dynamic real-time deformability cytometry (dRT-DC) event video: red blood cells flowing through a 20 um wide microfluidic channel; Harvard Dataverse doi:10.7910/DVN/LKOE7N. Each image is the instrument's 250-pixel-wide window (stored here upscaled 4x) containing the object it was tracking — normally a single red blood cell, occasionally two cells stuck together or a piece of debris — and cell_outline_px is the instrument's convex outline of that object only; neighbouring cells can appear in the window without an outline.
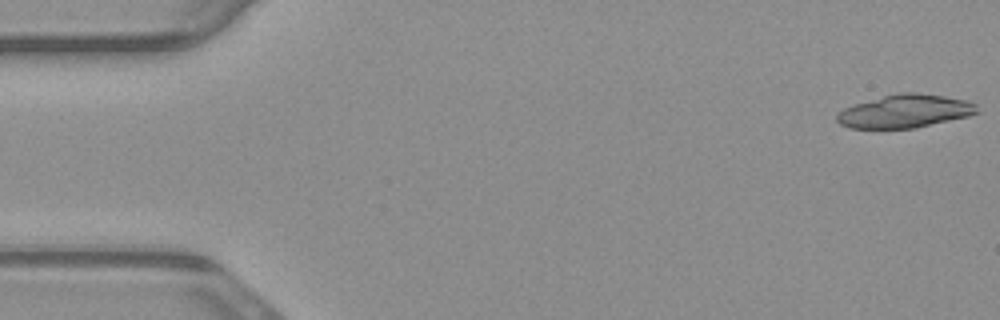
{"species": "common noctule bat (a hibernating species)", "species_latin": "Nyctalus noctula", "temperature_condition": "warm", "stored_images_in_passage": 17, "camera_frame_rate_fps": 3000, "um_per_image_px": 0.085, "animal": {"sex": "male", "body_mass_g": 23.1, "forearm_length_mm": 52.7}, "frame": {"image": 1, "passage_image": 1, "time_ms": 0.0, "image_size_px": [1000, 320], "cell_outline_px": [[980, 112], [968, 116], [916, 128], [848, 128], [840, 124], [836, 120], [836, 112], [844, 108], [856, 104], [884, 96], [900, 92], [916, 92], [944, 96], [968, 100], [976, 104]], "centroid_in_image_um": [76.94, 9.45], "position_along_channel_um": 8.1, "area_um2": 27.11}}